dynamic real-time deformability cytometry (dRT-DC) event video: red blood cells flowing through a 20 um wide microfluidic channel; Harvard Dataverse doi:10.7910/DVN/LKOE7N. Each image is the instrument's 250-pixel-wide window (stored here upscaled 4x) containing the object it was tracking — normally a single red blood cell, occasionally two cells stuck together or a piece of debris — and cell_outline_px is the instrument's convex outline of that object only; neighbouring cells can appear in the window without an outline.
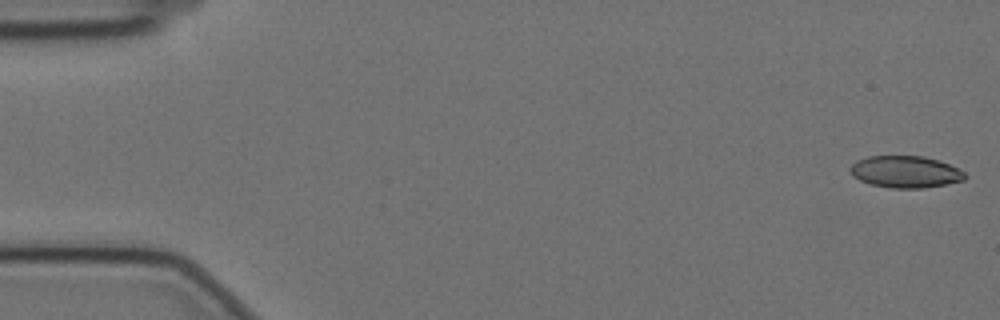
{"species": "Egyptian fruit bat (a non-hibernating species)", "species_latin": "Rousettus aegyptiacus", "temperature_condition": "cold", "stored_images_in_passage": 57, "camera_frame_rate_fps": 3000, "um_per_image_px": 0.085, "animal": {"sex": "female"}, "frame": {"image": 1, "passage_image": 1, "time_ms": 0.0, "image_size_px": [1000, 320], "cell_outline_px": [[968, 176], [964, 180], [924, 188], [892, 188], [872, 184], [860, 180], [852, 176], [848, 168], [856, 160], [868, 156], [920, 156], [940, 160], [964, 172]], "centroid_in_image_um": [76.93, 14.6], "position_along_channel_um": 8.1, "area_um2": 21.27}}
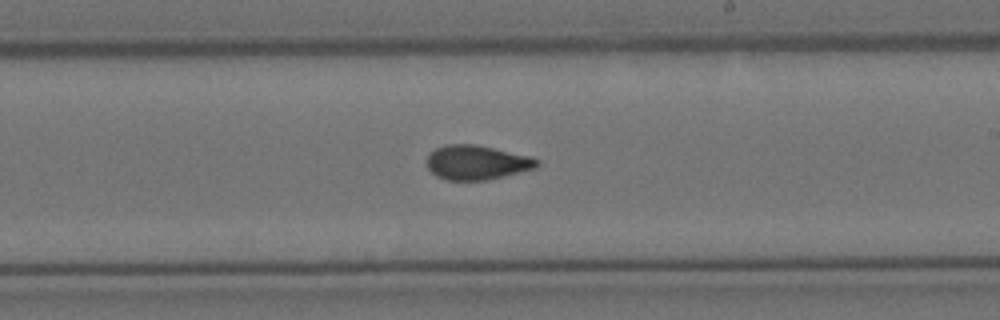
{"frame": {"image": 2, "passage_image": 33, "time_ms": 10.667, "image_size_px": [1000, 320], "cell_outline_px": [[540, 164], [536, 168], [504, 176], [484, 180], [448, 180], [436, 176], [428, 168], [428, 156], [436, 148], [444, 144], [472, 144], [492, 148], [528, 156], [540, 160]], "centroid_in_image_um": [40.53, 13.81], "position_along_channel_um": 248.5, "area_um2": 21.79}}
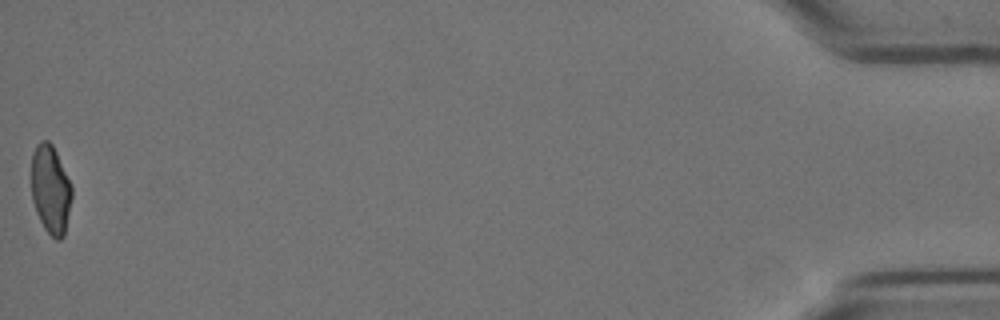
{"frame": {"image": 3, "passage_image": 57, "time_ms": 18.667, "image_size_px": [1000, 320], "cell_outline_px": [[72, 196], [64, 236], [60, 240], [56, 240], [44, 228], [36, 212], [32, 200], [32, 152], [36, 144], [40, 140], [48, 140], [52, 144], [56, 152], [72, 188]], "centroid_in_image_um": [4.29, 16.1], "position_along_channel_um": 430.9, "area_um2": 20.75}, "authors_computed_cell_mechanics": {"area_um2": 21.9062, "velocity_mm_per_s": 3.5199, "shape_relaxation_time_tau1_ms": null, "shape_relaxation_time_tau2_ms": 1.5548, "deformation_change_tau1": null, "deformation_change_tau2": 0.0754}}